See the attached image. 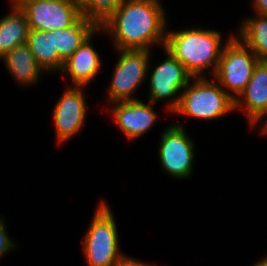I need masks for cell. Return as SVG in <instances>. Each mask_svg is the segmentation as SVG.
I'll use <instances>...</instances> for the list:
<instances>
[{"label":"cell","instance_id":"obj_1","mask_svg":"<svg viewBox=\"0 0 267 266\" xmlns=\"http://www.w3.org/2000/svg\"><path fill=\"white\" fill-rule=\"evenodd\" d=\"M161 1H123L101 29L112 38L114 49L152 50L156 45L164 47L168 20Z\"/></svg>","mask_w":267,"mask_h":266},{"label":"cell","instance_id":"obj_2","mask_svg":"<svg viewBox=\"0 0 267 266\" xmlns=\"http://www.w3.org/2000/svg\"><path fill=\"white\" fill-rule=\"evenodd\" d=\"M222 36L217 29L193 26L183 30H167L164 48L185 66L193 78L207 77V71L211 79L224 48Z\"/></svg>","mask_w":267,"mask_h":266},{"label":"cell","instance_id":"obj_3","mask_svg":"<svg viewBox=\"0 0 267 266\" xmlns=\"http://www.w3.org/2000/svg\"><path fill=\"white\" fill-rule=\"evenodd\" d=\"M231 112H235V101L213 78L201 77L192 78L182 90L179 105L172 113L212 121Z\"/></svg>","mask_w":267,"mask_h":266},{"label":"cell","instance_id":"obj_4","mask_svg":"<svg viewBox=\"0 0 267 266\" xmlns=\"http://www.w3.org/2000/svg\"><path fill=\"white\" fill-rule=\"evenodd\" d=\"M82 240L88 266H115L124 255L120 250L116 219L108 203L101 199Z\"/></svg>","mask_w":267,"mask_h":266},{"label":"cell","instance_id":"obj_5","mask_svg":"<svg viewBox=\"0 0 267 266\" xmlns=\"http://www.w3.org/2000/svg\"><path fill=\"white\" fill-rule=\"evenodd\" d=\"M223 44L224 48L212 78L235 101L248 85L260 60L233 34Z\"/></svg>","mask_w":267,"mask_h":266},{"label":"cell","instance_id":"obj_6","mask_svg":"<svg viewBox=\"0 0 267 266\" xmlns=\"http://www.w3.org/2000/svg\"><path fill=\"white\" fill-rule=\"evenodd\" d=\"M119 54L112 79L106 88L107 102L139 100L135 97L139 86L148 77L152 50L115 49Z\"/></svg>","mask_w":267,"mask_h":266},{"label":"cell","instance_id":"obj_7","mask_svg":"<svg viewBox=\"0 0 267 266\" xmlns=\"http://www.w3.org/2000/svg\"><path fill=\"white\" fill-rule=\"evenodd\" d=\"M163 52L166 54L165 60L150 68L148 65V72L152 69L149 76V95L148 100L157 105V102L165 103V111L173 112L179 105L180 95L182 90L188 85L193 78L185 66L177 59H175L168 50L164 47ZM168 100V101H167Z\"/></svg>","mask_w":267,"mask_h":266},{"label":"cell","instance_id":"obj_8","mask_svg":"<svg viewBox=\"0 0 267 266\" xmlns=\"http://www.w3.org/2000/svg\"><path fill=\"white\" fill-rule=\"evenodd\" d=\"M181 123H171L160 136L158 159L162 170L176 179H188L193 175L195 144Z\"/></svg>","mask_w":267,"mask_h":266},{"label":"cell","instance_id":"obj_9","mask_svg":"<svg viewBox=\"0 0 267 266\" xmlns=\"http://www.w3.org/2000/svg\"><path fill=\"white\" fill-rule=\"evenodd\" d=\"M30 29L50 32L72 26L82 15L77 0H13Z\"/></svg>","mask_w":267,"mask_h":266},{"label":"cell","instance_id":"obj_10","mask_svg":"<svg viewBox=\"0 0 267 266\" xmlns=\"http://www.w3.org/2000/svg\"><path fill=\"white\" fill-rule=\"evenodd\" d=\"M86 87L68 86L55 103L53 124L55 126L57 144L68 142L80 133L87 119V103L84 95Z\"/></svg>","mask_w":267,"mask_h":266},{"label":"cell","instance_id":"obj_11","mask_svg":"<svg viewBox=\"0 0 267 266\" xmlns=\"http://www.w3.org/2000/svg\"><path fill=\"white\" fill-rule=\"evenodd\" d=\"M112 104V105H111ZM154 103L139 100L117 101L109 103L110 115L114 124L122 131L127 140L135 141L149 132L157 123L158 113Z\"/></svg>","mask_w":267,"mask_h":266},{"label":"cell","instance_id":"obj_12","mask_svg":"<svg viewBox=\"0 0 267 266\" xmlns=\"http://www.w3.org/2000/svg\"><path fill=\"white\" fill-rule=\"evenodd\" d=\"M237 109L244 112L251 129L256 125L258 128L260 123L262 129L267 124V60L257 63L248 85L235 100V111Z\"/></svg>","mask_w":267,"mask_h":266},{"label":"cell","instance_id":"obj_13","mask_svg":"<svg viewBox=\"0 0 267 266\" xmlns=\"http://www.w3.org/2000/svg\"><path fill=\"white\" fill-rule=\"evenodd\" d=\"M102 34L101 29H97L91 34L83 44L66 60L59 74L70 77L72 85L76 87H88L97 75L100 74L102 61L99 52L93 47L95 35Z\"/></svg>","mask_w":267,"mask_h":266},{"label":"cell","instance_id":"obj_14","mask_svg":"<svg viewBox=\"0 0 267 266\" xmlns=\"http://www.w3.org/2000/svg\"><path fill=\"white\" fill-rule=\"evenodd\" d=\"M1 59L15 84L22 87L35 85L42 78V73L45 74L26 43L16 46Z\"/></svg>","mask_w":267,"mask_h":266},{"label":"cell","instance_id":"obj_15","mask_svg":"<svg viewBox=\"0 0 267 266\" xmlns=\"http://www.w3.org/2000/svg\"><path fill=\"white\" fill-rule=\"evenodd\" d=\"M9 3L10 13L0 18V59L16 46L25 44L30 30L25 13L13 0Z\"/></svg>","mask_w":267,"mask_h":266},{"label":"cell","instance_id":"obj_16","mask_svg":"<svg viewBox=\"0 0 267 266\" xmlns=\"http://www.w3.org/2000/svg\"><path fill=\"white\" fill-rule=\"evenodd\" d=\"M26 44L46 73H59L61 71L64 61L54 49L52 31L30 29Z\"/></svg>","mask_w":267,"mask_h":266},{"label":"cell","instance_id":"obj_17","mask_svg":"<svg viewBox=\"0 0 267 266\" xmlns=\"http://www.w3.org/2000/svg\"><path fill=\"white\" fill-rule=\"evenodd\" d=\"M96 30L81 16L68 28L52 30L54 49L60 58L66 61Z\"/></svg>","mask_w":267,"mask_h":266},{"label":"cell","instance_id":"obj_18","mask_svg":"<svg viewBox=\"0 0 267 266\" xmlns=\"http://www.w3.org/2000/svg\"><path fill=\"white\" fill-rule=\"evenodd\" d=\"M236 37L249 47L259 60H267V15L256 14L243 19Z\"/></svg>","mask_w":267,"mask_h":266},{"label":"cell","instance_id":"obj_19","mask_svg":"<svg viewBox=\"0 0 267 266\" xmlns=\"http://www.w3.org/2000/svg\"><path fill=\"white\" fill-rule=\"evenodd\" d=\"M124 0H77L82 17L96 29L113 17L114 12Z\"/></svg>","mask_w":267,"mask_h":266},{"label":"cell","instance_id":"obj_20","mask_svg":"<svg viewBox=\"0 0 267 266\" xmlns=\"http://www.w3.org/2000/svg\"><path fill=\"white\" fill-rule=\"evenodd\" d=\"M4 218L3 216L0 217V261L6 254L12 252L17 247L14 239H11V236L8 234Z\"/></svg>","mask_w":267,"mask_h":266},{"label":"cell","instance_id":"obj_21","mask_svg":"<svg viewBox=\"0 0 267 266\" xmlns=\"http://www.w3.org/2000/svg\"><path fill=\"white\" fill-rule=\"evenodd\" d=\"M115 266H156L153 263H146V261H140L139 259H135L126 253L117 261Z\"/></svg>","mask_w":267,"mask_h":266},{"label":"cell","instance_id":"obj_22","mask_svg":"<svg viewBox=\"0 0 267 266\" xmlns=\"http://www.w3.org/2000/svg\"><path fill=\"white\" fill-rule=\"evenodd\" d=\"M252 2L255 14L267 15V0H253Z\"/></svg>","mask_w":267,"mask_h":266},{"label":"cell","instance_id":"obj_23","mask_svg":"<svg viewBox=\"0 0 267 266\" xmlns=\"http://www.w3.org/2000/svg\"><path fill=\"white\" fill-rule=\"evenodd\" d=\"M253 266H267V254L265 257L257 261Z\"/></svg>","mask_w":267,"mask_h":266},{"label":"cell","instance_id":"obj_24","mask_svg":"<svg viewBox=\"0 0 267 266\" xmlns=\"http://www.w3.org/2000/svg\"><path fill=\"white\" fill-rule=\"evenodd\" d=\"M259 131H260V134L261 135H266L267 136V124H265L263 127H262V129H259Z\"/></svg>","mask_w":267,"mask_h":266}]
</instances>
